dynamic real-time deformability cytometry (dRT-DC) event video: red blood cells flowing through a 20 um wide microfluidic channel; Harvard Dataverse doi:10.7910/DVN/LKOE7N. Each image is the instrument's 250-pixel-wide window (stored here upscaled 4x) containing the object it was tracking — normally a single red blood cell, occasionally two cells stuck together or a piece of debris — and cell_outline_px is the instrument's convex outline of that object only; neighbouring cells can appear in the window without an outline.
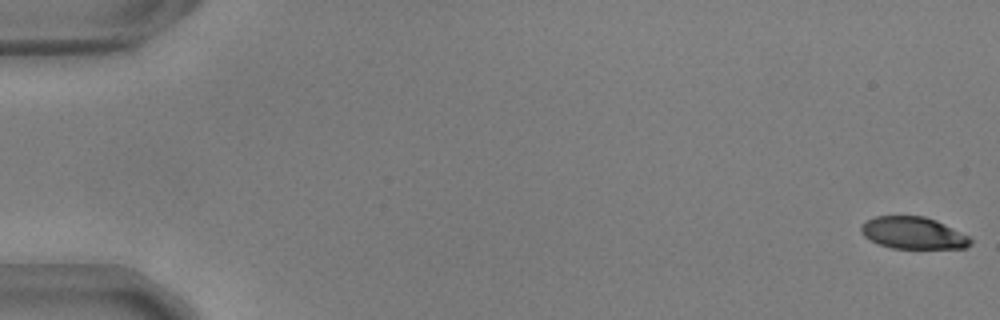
{"species": "common noctule bat (a hibernating species)", "species_latin": "Nyctalus noctula", "temperature_condition": "warm", "stored_images_in_passage": 56, "camera_frame_rate_fps": 3000, "um_per_image_px": 0.085, "animal": {"sex": "male", "body_mass_g": 17.9, "forearm_length_mm": 54.2}, "frame": {"image": 1, "passage_image": 1, "time_ms": 0.0, "image_size_px": [1000, 320], "cell_outline_px": [[972, 244], [964, 248], [892, 248], [880, 244], [864, 236], [860, 232], [860, 224], [876, 216], [924, 216], [936, 220], [968, 236], [972, 240]], "centroid_in_image_um": [77.61, 19.8], "position_along_channel_um": 7.4, "area_um2": 20.23}}
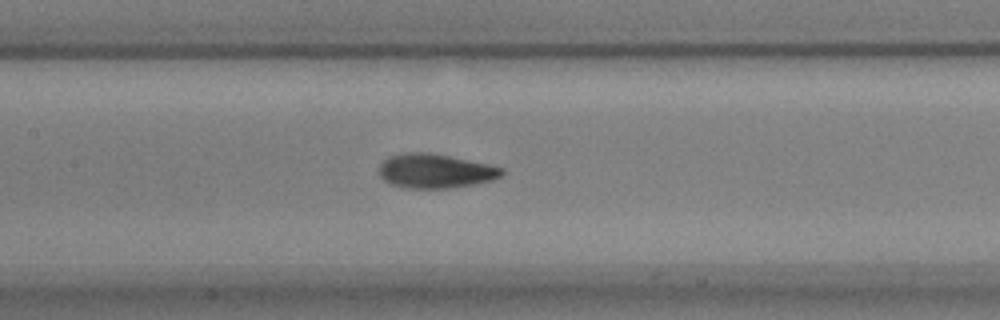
{"frame": {"image": 2, "passage_image": 27, "time_ms": 8.667, "image_size_px": [1000, 320], "cell_outline_px": [[504, 172], [500, 176], [492, 180], [472, 184], [448, 188], [404, 188], [392, 184], [384, 180], [380, 176], [380, 164], [388, 156], [404, 152], [428, 152], [488, 164], [504, 168]], "centroid_in_image_um": [36.97, 14.53], "position_along_channel_um": 170.4, "area_um2": 24.33}}
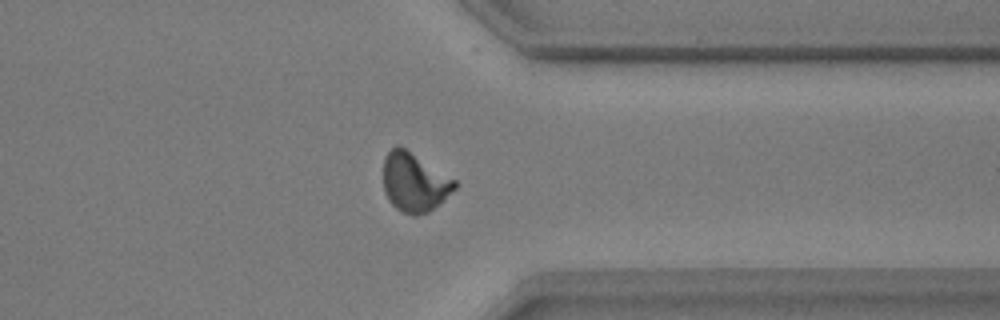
{"frame": {"image": 3, "passage_image": 44, "time_ms": 14.333, "image_size_px": [1000, 320], "cell_outline_px": [[456, 188], [440, 204], [428, 212], [416, 216], [412, 216], [396, 208], [388, 200], [384, 192], [384, 156], [396, 144], [400, 144], [456, 180]], "centroid_in_image_um": [35.22, 15.48], "position_along_channel_um": 376.2, "area_um2": 24.74}, "authors_computed_cell_mechanics": {"area_um2": 23.698, "velocity_mm_per_s": 3.6881, "shape_relaxation_time_tau1_ms": 3.0983, "shape_relaxation_time_tau2_ms": 1.3081, "deformation_change_tau1": 0.164, "deformation_change_tau2": 0.0694}}